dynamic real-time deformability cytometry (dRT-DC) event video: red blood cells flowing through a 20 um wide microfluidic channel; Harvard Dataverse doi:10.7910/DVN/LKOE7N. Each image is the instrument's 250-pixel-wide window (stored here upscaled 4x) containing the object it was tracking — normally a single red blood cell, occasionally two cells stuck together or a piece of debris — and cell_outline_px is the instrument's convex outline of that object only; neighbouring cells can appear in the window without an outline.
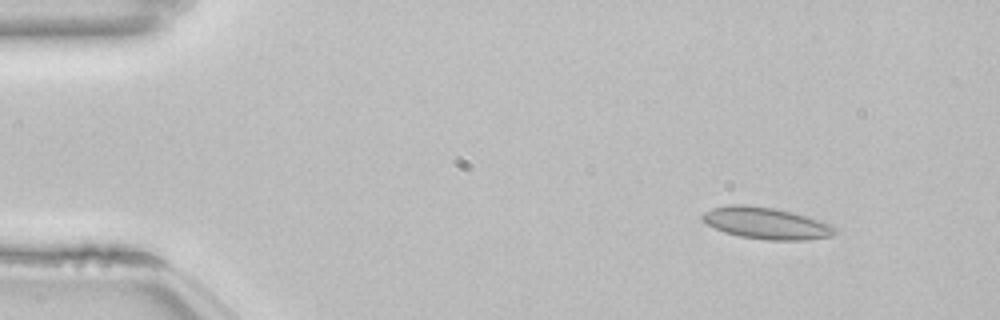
{"species": "common noctule bat (a hibernating species)", "species_latin": "Nyctalus noctula", "temperature_condition": "room temperature", "stored_images_in_passage": 11, "camera_frame_rate_fps": 3000, "um_per_image_px": 0.085, "animal": {"sex": "female", "body_mass_g": 22.7, "forearm_length_mm": 54.2}, "frame": {"image": 1, "passage_image": 1, "time_ms": 0.0, "image_size_px": [1000, 320], "cell_outline_px": [[840, 228], [832, 236], [804, 240], [768, 240], [740, 236], [724, 232], [708, 224], [700, 216], [704, 212], [712, 208], [728, 204], [744, 204], [776, 208], [808, 216], [832, 224]], "centroid_in_image_um": [65.18, 18.96], "position_along_channel_um": 19.8, "area_um2": 24.68}}
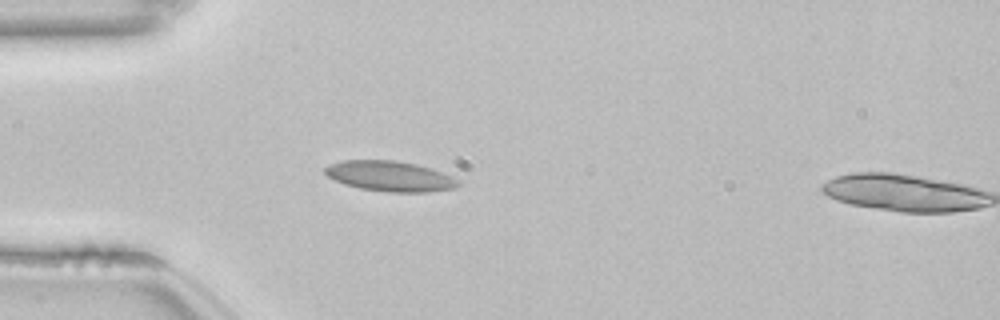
{"frame": {"image": 2, "passage_image": 10, "time_ms": 3.0, "image_size_px": [1000, 320], "cell_outline_px": [[460, 184], [456, 188], [428, 192], [388, 192], [360, 188], [344, 184], [328, 176], [324, 172], [324, 168], [328, 164], [340, 160], [396, 160], [416, 164], [452, 176], [460, 180]], "centroid_in_image_um": [33.14, 14.97], "position_along_channel_um": 51.9, "area_um2": 23.58}}